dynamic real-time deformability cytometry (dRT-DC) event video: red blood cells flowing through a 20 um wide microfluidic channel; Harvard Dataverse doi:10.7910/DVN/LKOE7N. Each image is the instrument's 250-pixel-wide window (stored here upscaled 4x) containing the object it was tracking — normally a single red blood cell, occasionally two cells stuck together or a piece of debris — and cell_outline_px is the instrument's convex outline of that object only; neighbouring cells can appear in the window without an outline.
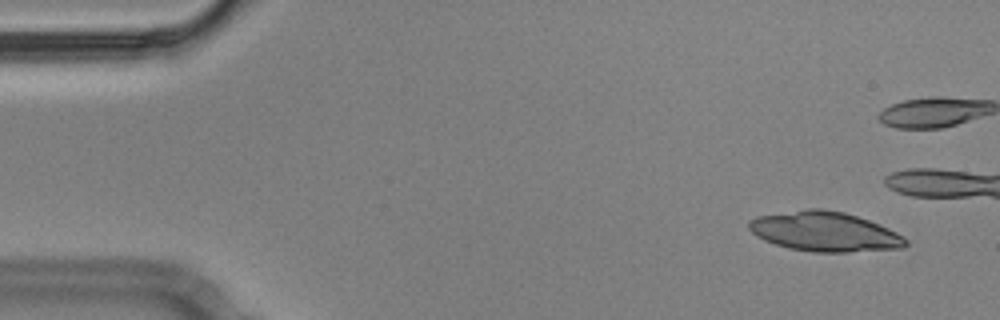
{"species": "Egyptian fruit bat (a non-hibernating species)", "species_latin": "Rousettus aegyptiacus", "temperature_condition": "cold", "stored_images_in_passage": 12, "camera_frame_rate_fps": 3000, "um_per_image_px": 0.085, "animal": {"sex": "male"}, "frame": {"image": 1, "passage_image": 3, "time_ms": 0.667, "image_size_px": [1000, 320], "cell_outline_px": [[896, 240], [892, 244], [856, 248], [800, 248], [784, 244], [772, 240], [764, 236], [808, 212], [832, 212], [852, 216], [864, 220], [892, 232], [896, 236]], "centroid_in_image_um": [70.65, 19.74], "position_along_channel_um": 14.3, "area_um2": 24.22}}